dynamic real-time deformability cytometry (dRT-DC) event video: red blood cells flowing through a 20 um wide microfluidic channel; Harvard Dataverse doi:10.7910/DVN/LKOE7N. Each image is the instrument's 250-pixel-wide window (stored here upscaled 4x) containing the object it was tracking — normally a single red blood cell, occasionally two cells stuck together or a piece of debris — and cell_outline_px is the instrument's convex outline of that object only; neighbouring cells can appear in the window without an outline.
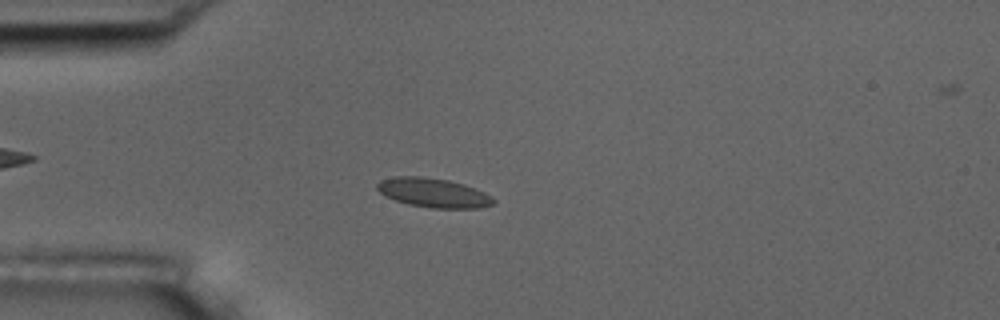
{"species": "common noctule bat (a hibernating species)", "species_latin": "Nyctalus noctula", "temperature_condition": "room temperature", "stored_images_in_passage": 5, "camera_frame_rate_fps": 3000, "um_per_image_px": 0.085, "animal": {"sex": "male", "body_mass_g": 17.5, "forearm_length_mm": 52.3}, "frame": {"image": 1, "passage_image": 4, "time_ms": 3.333, "image_size_px": [1000, 320], "cell_outline_px": [[496, 200], [492, 204], [480, 208], [432, 208], [408, 204], [384, 196], [376, 188], [376, 184], [380, 180], [396, 176], [420, 176], [448, 180], [464, 184], [484, 192], [492, 196]], "centroid_in_image_um": [36.83, 16.38], "position_along_channel_um": 48.2, "area_um2": 19.83}}